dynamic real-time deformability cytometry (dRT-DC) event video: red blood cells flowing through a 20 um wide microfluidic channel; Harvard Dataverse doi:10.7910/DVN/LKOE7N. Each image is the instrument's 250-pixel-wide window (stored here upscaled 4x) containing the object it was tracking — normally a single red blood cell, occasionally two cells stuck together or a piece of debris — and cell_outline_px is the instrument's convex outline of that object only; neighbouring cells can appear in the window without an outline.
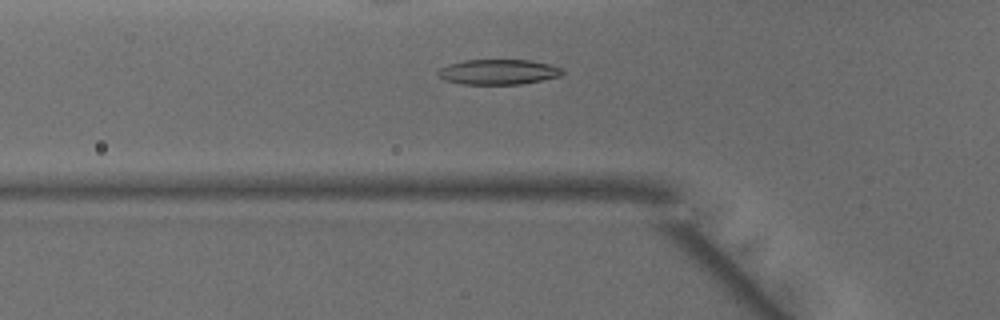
{"species": "common noctule bat (a hibernating species)", "species_latin": "Nyctalus noctula", "temperature_condition": "warm", "stored_images_in_passage": 47, "camera_frame_rate_fps": 3000, "um_per_image_px": 0.085, "animal": {"sex": "male", "body_mass_g": 15.6}, "frame": {"image": 1, "passage_image": 15, "time_ms": 4.667, "image_size_px": [1000, 320], "cell_outline_px": [[564, 72], [560, 76], [520, 84], [464, 84], [444, 80], [436, 72], [440, 68], [448, 64], [464, 60], [528, 60], [548, 64], [564, 68]], "centroid_in_image_um": [42.35, 6.11], "position_along_channel_um": 83.5, "area_um2": 18.15}}
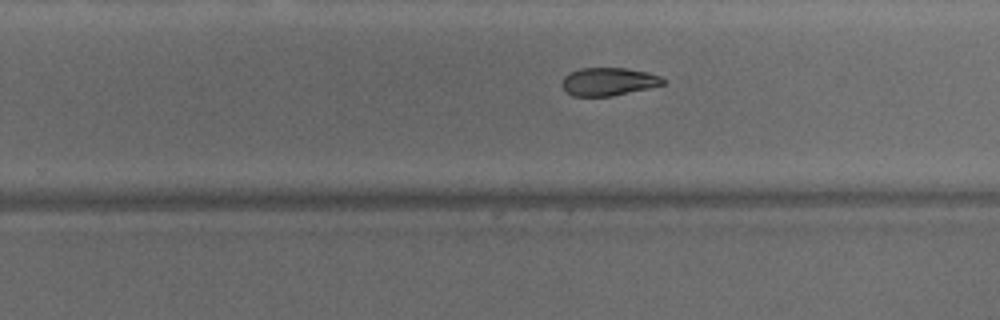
{"frame": {"image": 2, "passage_image": 29, "time_ms": 9.333, "image_size_px": [1000, 320], "cell_outline_px": [[664, 84], [648, 88], [612, 96], [572, 96], [560, 84], [564, 76], [568, 72], [580, 68], [628, 68], [648, 72], [660, 76], [664, 80]], "centroid_in_image_um": [51.69, 6.93], "position_along_channel_um": 278.1, "area_um2": 16.53}}
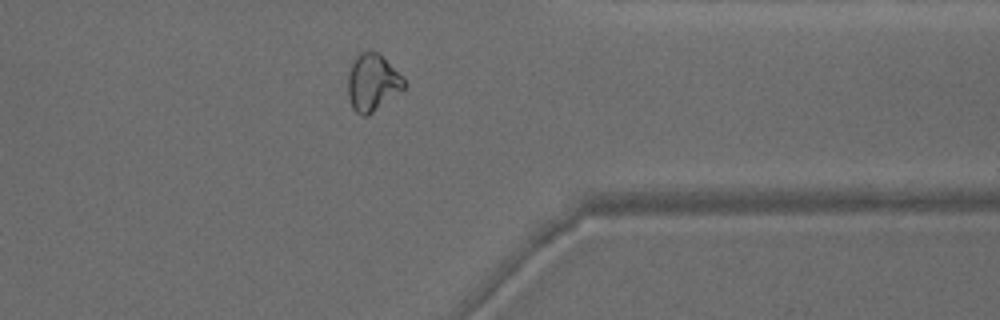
{"frame": {"image": 3, "passage_image": 37, "time_ms": 12.0, "image_size_px": [1000, 320], "cell_outline_px": [[408, 84], [404, 88], [368, 116], [360, 116], [352, 108], [348, 96], [348, 72], [356, 56], [360, 52], [368, 48], [380, 52]], "centroid_in_image_um": [31.64, 6.98], "position_along_channel_um": 379.8, "area_um2": 18.9}}